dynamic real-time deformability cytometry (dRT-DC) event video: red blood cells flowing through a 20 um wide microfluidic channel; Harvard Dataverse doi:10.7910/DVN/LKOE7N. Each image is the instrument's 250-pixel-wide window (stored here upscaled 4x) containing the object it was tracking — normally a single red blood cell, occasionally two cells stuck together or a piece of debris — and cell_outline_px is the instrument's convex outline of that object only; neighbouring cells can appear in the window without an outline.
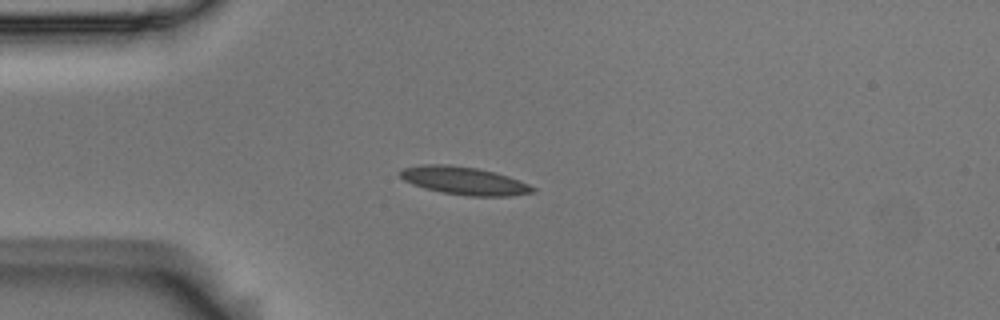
{"species": "Egyptian fruit bat (a non-hibernating species)", "species_latin": "Rousettus aegyptiacus", "temperature_condition": "room temperature", "stored_images_in_passage": 43, "camera_frame_rate_fps": 3000, "um_per_image_px": 0.085, "animal": {"sex": "male"}, "frame": {"image": 1, "passage_image": 1, "time_ms": 0.0, "image_size_px": [1000, 320], "cell_outline_px": [[536, 192], [512, 196], [468, 196], [440, 192], [424, 188], [412, 184], [404, 180], [400, 176], [400, 172], [404, 168], [424, 164], [448, 164], [476, 168], [508, 176], [528, 184], [536, 188]], "centroid_in_image_um": [39.46, 15.37], "position_along_channel_um": 45.5, "area_um2": 21.5}}
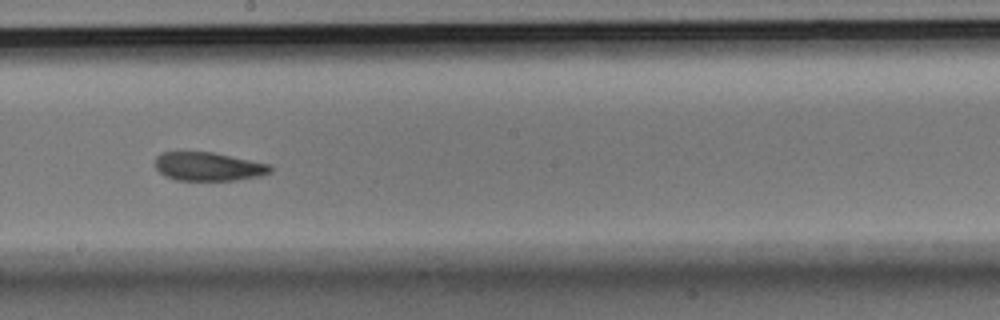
{"frame": {"image": 2, "passage_image": 18, "time_ms": 5.667, "image_size_px": [1000, 320], "cell_outline_px": [[272, 172], [260, 176], [236, 180], [176, 180], [164, 176], [156, 168], [156, 156], [160, 152], [180, 148], [212, 152], [272, 164]], "centroid_in_image_um": [17.66, 14.1], "position_along_channel_um": 230.5, "area_um2": 20.06}}
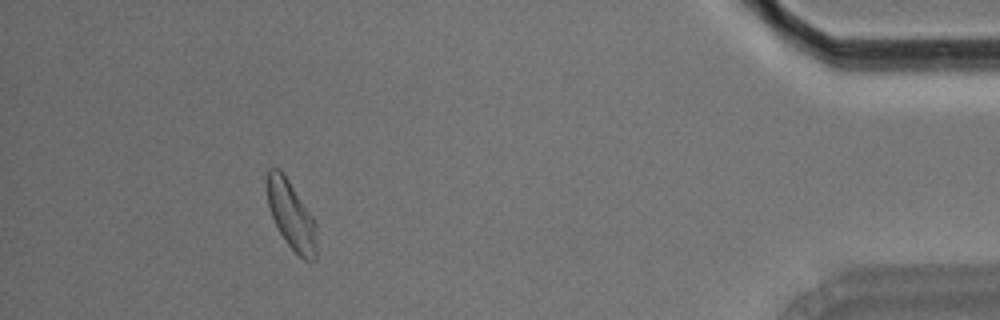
{"frame": {"image": 3, "passage_image": 38, "time_ms": 12.333, "image_size_px": [1000, 320], "cell_outline_px": [[316, 260], [304, 260], [284, 240], [272, 216], [268, 204], [264, 184], [264, 180], [268, 168], [280, 168], [312, 216], [316, 224]], "centroid_in_image_um": [24.71, 18.24], "position_along_channel_um": 410.5, "area_um2": 19.77}, "authors_computed_cell_mechanics": {"area_um2": 19.941, "velocity_mm_per_s": 3.5588, "shape_relaxation_time_tau1_ms": 4.469, "shape_relaxation_time_tau2_ms": 2.8566, "deformation_change_tau1": 0.1406, "deformation_change_tau2": 0.0954}}